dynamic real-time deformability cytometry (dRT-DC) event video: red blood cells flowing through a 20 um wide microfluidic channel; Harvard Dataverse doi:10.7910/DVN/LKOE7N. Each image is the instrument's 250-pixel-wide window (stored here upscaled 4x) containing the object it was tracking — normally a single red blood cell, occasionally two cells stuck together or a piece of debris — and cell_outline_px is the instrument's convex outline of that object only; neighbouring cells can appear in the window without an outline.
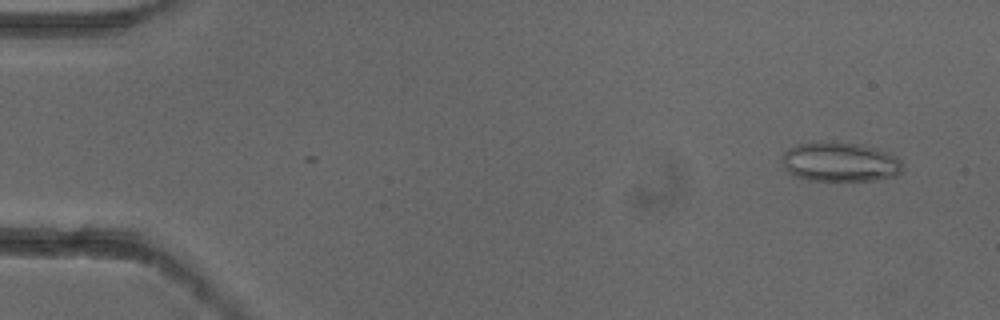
{"species": "common noctule bat (a hibernating species)", "species_latin": "Nyctalus noctula", "temperature_condition": "cold", "stored_images_in_passage": 2, "camera_frame_rate_fps": 3000, "um_per_image_px": 0.085, "animal": {"sex": "female"}, "frame": {"image": 1, "passage_image": 2, "time_ms": 0.333, "image_size_px": [1000, 320], "cell_outline_px": [[904, 168], [896, 176], [876, 180], [808, 180], [792, 176], [784, 168], [784, 152], [788, 148], [796, 144], [836, 140], [860, 144], [876, 148], [888, 152], [896, 156], [900, 160]], "centroid_in_image_um": [71.41, 13.75], "position_along_channel_um": 13.6, "area_um2": 28.09}}